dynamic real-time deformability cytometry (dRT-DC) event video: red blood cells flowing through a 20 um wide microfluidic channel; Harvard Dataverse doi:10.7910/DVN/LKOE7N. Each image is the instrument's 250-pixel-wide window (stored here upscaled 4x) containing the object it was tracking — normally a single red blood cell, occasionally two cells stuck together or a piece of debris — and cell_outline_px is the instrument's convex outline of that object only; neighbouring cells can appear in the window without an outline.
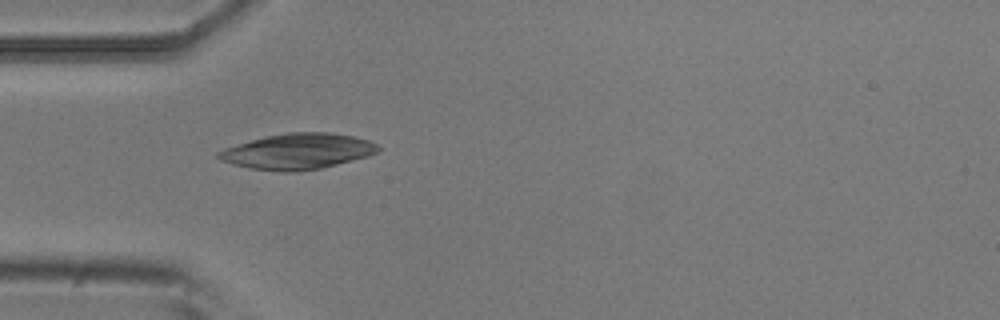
{"species": "common noctule bat (a hibernating species)", "species_latin": "Nyctalus noctula", "temperature_condition": "room temperature", "stored_images_in_passage": 6, "camera_frame_rate_fps": 3000, "um_per_image_px": 0.085, "animal": {"sex": "male", "body_mass_g": 20.5, "forearm_length_mm": 52.5}, "frame": {"image": 1, "passage_image": 4, "time_ms": 1.0, "image_size_px": [1000, 320], "cell_outline_px": [[380, 148], [376, 152], [368, 156], [320, 168], [288, 172], [284, 172], [248, 168], [232, 164], [220, 160], [216, 156], [216, 152], [224, 148], [264, 136], [288, 132], [332, 132], [356, 136], [368, 140], [376, 144]], "centroid_in_image_um": [25.27, 12.85], "position_along_channel_um": 59.7, "area_um2": 33.18}}
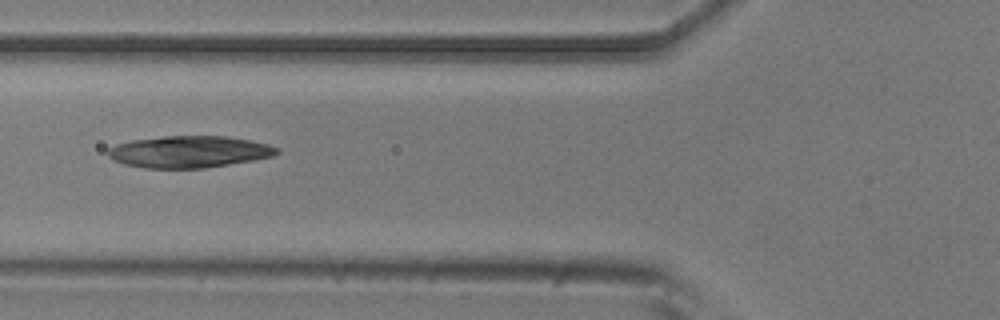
{"frame": {"image": 2, "passage_image": 5, "time_ms": 1.333, "image_size_px": [1000, 320], "cell_outline_px": [[280, 152], [276, 156], [204, 168], [144, 168], [124, 164], [108, 156], [108, 148], [116, 144], [132, 140], [164, 136], [228, 136], [252, 140], [268, 144], [280, 148]], "centroid_in_image_um": [16.12, 12.89], "position_along_channel_um": 109.7, "area_um2": 31.39}}
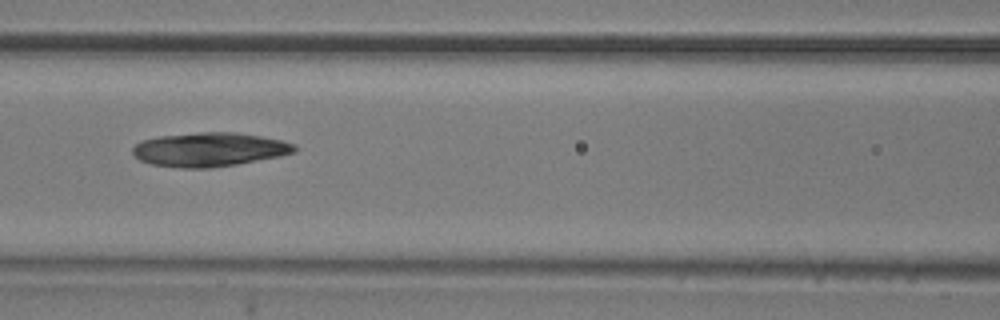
{"frame": {"image": 3, "passage_image": 6, "time_ms": 1.667, "image_size_px": [1000, 320], "cell_outline_px": [[296, 152], [280, 156], [236, 164], [212, 168], [180, 168], [152, 164], [140, 160], [132, 152], [132, 148], [140, 140], [160, 136], [200, 132], [236, 132], [260, 136], [280, 140], [296, 144]], "centroid_in_image_um": [17.79, 12.71], "position_along_channel_um": 148.8, "area_um2": 32.02}}